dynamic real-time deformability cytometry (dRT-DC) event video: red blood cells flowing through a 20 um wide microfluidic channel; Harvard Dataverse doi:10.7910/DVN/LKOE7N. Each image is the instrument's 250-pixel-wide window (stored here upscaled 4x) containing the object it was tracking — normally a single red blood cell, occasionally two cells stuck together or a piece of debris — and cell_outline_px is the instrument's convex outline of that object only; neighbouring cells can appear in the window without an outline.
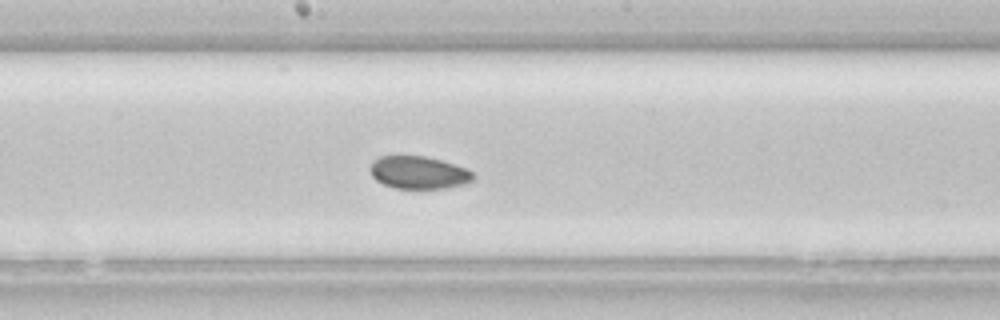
{"species": "common noctule bat (a hibernating species)", "species_latin": "Nyctalus noctula", "temperature_condition": "room temperature", "stored_images_in_passage": 40, "camera_frame_rate_fps": 3000, "um_per_image_px": 0.085, "animal": {"sex": "female", "body_mass_g": 22.7, "forearm_length_mm": 54.2}, "frame": {"image": 1, "passage_image": 18, "time_ms": 5.667, "image_size_px": [1000, 320], "cell_outline_px": [[476, 176], [472, 180], [464, 184], [444, 188], [396, 188], [384, 184], [376, 180], [372, 176], [368, 168], [372, 160], [380, 156], [424, 156], [440, 160], [464, 168], [472, 172]], "centroid_in_image_um": [35.53, 14.66], "position_along_channel_um": 212.7, "area_um2": 19.48}}